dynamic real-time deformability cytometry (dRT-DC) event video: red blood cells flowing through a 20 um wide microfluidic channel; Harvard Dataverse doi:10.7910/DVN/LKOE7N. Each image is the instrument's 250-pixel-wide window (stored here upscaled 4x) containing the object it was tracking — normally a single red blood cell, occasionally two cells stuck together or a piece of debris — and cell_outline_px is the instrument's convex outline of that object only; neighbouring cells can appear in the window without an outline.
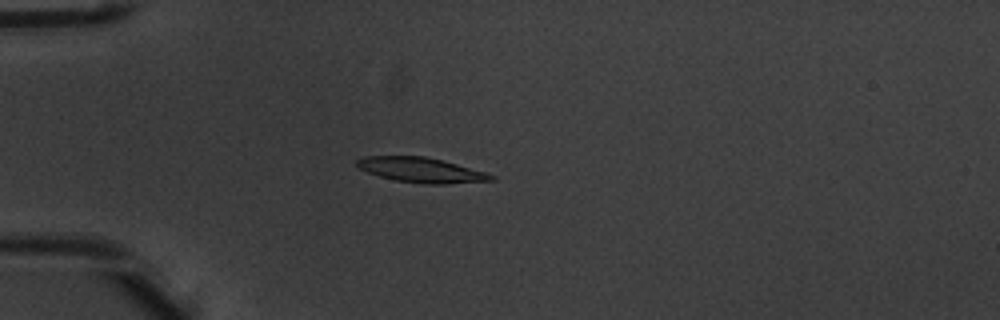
{"species": "common noctule bat (a hibernating species)", "species_latin": "Nyctalus noctula", "temperature_condition": "warm", "stored_images_in_passage": 3, "camera_frame_rate_fps": 3000, "um_per_image_px": 0.085, "animal": {"sex": "male", "body_mass_g": 20.1, "forearm_length_mm": 53.5}, "frame": {"image": 1, "passage_image": 3, "time_ms": 0.667, "image_size_px": [1000, 320], "cell_outline_px": [[496, 180], [444, 184], [424, 184], [396, 180], [380, 176], [368, 172], [360, 168], [356, 164], [356, 160], [364, 156], [424, 156], [444, 160], [484, 172], [496, 176]], "centroid_in_image_um": [35.82, 14.45], "position_along_channel_um": 49.2, "area_um2": 19.42}}